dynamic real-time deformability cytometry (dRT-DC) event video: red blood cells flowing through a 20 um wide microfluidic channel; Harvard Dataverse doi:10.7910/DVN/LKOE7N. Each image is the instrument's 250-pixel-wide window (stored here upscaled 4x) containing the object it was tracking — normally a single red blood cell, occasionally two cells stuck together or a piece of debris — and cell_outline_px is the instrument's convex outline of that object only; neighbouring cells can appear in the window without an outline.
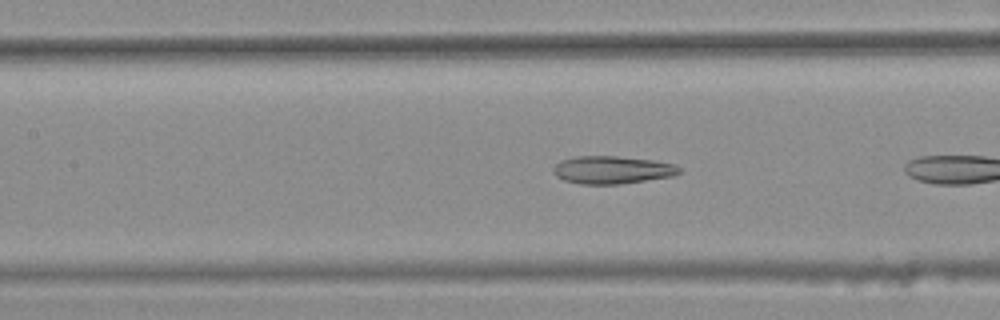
{"species": "common noctule bat (a hibernating species)", "species_latin": "Nyctalus noctula", "temperature_condition": "warm", "stored_images_in_passage": 8, "camera_frame_rate_fps": 3000, "um_per_image_px": 0.085, "animal": {"sex": "female", "body_mass_g": 25.1}, "frame": {"image": 1, "passage_image": 7, "time_ms": 2.0, "image_size_px": [1000, 320], "cell_outline_px": [[680, 172], [672, 176], [620, 184], [580, 184], [564, 180], [556, 176], [552, 172], [552, 168], [560, 160], [576, 156], [616, 156], [652, 160], [676, 164], [680, 168]], "centroid_in_image_um": [52.0, 14.44], "position_along_channel_um": 155.4, "area_um2": 20.4}}